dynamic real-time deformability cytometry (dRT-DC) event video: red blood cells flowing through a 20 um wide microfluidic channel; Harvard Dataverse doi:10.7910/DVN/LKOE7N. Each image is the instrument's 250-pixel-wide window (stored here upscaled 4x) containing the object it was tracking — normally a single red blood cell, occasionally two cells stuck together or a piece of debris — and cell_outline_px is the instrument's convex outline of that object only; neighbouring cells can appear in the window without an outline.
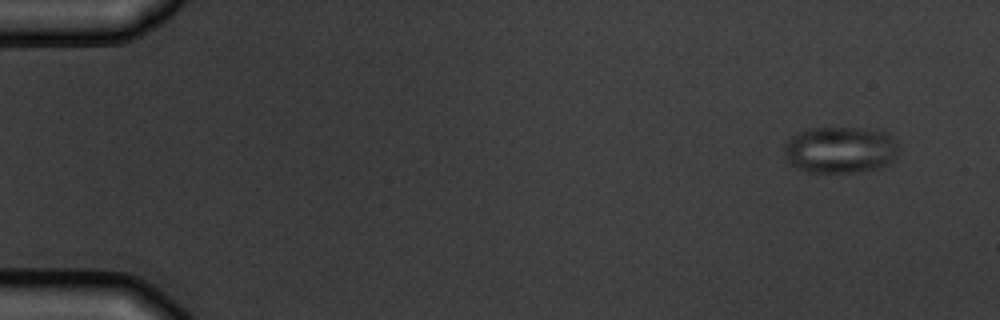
{"species": "common noctule bat (a hibernating species)", "species_latin": "Nyctalus noctula", "temperature_condition": "warm", "stored_images_in_passage": 5, "camera_frame_rate_fps": 3000, "um_per_image_px": 0.085, "animal": {"sex": "male", "body_mass_g": 19.5, "forearm_length_mm": 54.6}, "frame": {"image": 1, "passage_image": 1, "time_ms": 0.0, "image_size_px": [1000, 320], "cell_outline_px": [[900, 148], [896, 156], [888, 164], [876, 168], [856, 172], [808, 172], [796, 168], [788, 164], [784, 152], [784, 144], [792, 136], [808, 128], [864, 128], [884, 132], [892, 136], [896, 140]], "centroid_in_image_um": [71.41, 12.73], "position_along_channel_um": 13.6, "area_um2": 31.33}}